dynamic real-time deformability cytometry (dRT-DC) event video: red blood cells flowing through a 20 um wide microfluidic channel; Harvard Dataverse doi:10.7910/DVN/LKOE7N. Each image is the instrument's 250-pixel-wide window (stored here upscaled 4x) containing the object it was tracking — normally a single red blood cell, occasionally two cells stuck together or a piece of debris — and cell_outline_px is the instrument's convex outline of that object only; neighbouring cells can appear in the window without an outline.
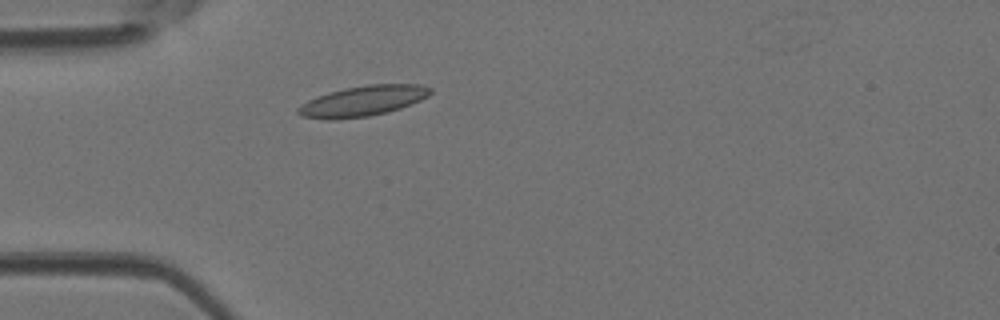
{"species": "Egyptian fruit bat (a non-hibernating species)", "species_latin": "Rousettus aegyptiacus", "temperature_condition": "room temperature", "stored_images_in_passage": 31, "segment_of_instrument_passage": [1, 2], "camera_frame_rate_fps": 3000, "um_per_image_px": 0.085, "animal": {"sex": "female"}, "frame": {"image": 1, "passage_image": 1, "time_ms": 0.0, "image_size_px": [1000, 320], "cell_outline_px": [[432, 92], [428, 96], [420, 100], [400, 108], [388, 112], [368, 116], [336, 120], [328, 120], [300, 116], [296, 112], [296, 108], [300, 104], [316, 96], [328, 92], [344, 88], [368, 84], [420, 84], [432, 88]], "centroid_in_image_um": [30.79, 8.59], "position_along_channel_um": 54.2, "area_um2": 23.7}}
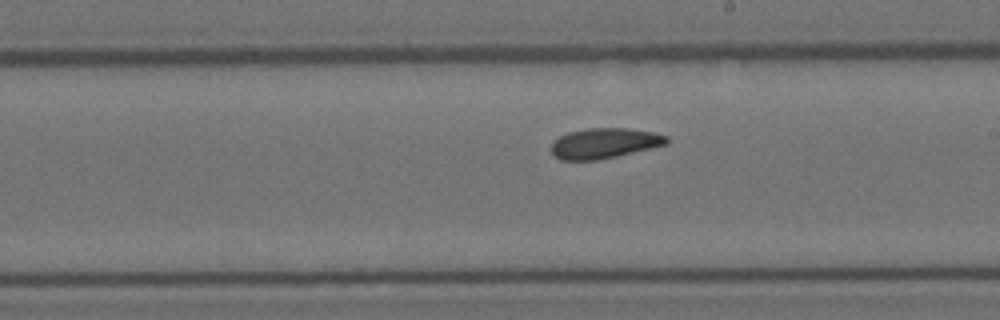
{"frame": {"image": 2, "passage_image": 14, "time_ms": 4.333, "image_size_px": [1000, 320], "cell_outline_px": [[668, 144], [616, 156], [596, 160], [560, 160], [552, 152], [552, 140], [568, 132], [588, 128], [628, 128], [652, 132], [668, 136]], "centroid_in_image_um": [51.36, 12.17], "position_along_channel_um": 237.6, "area_um2": 20.29}}
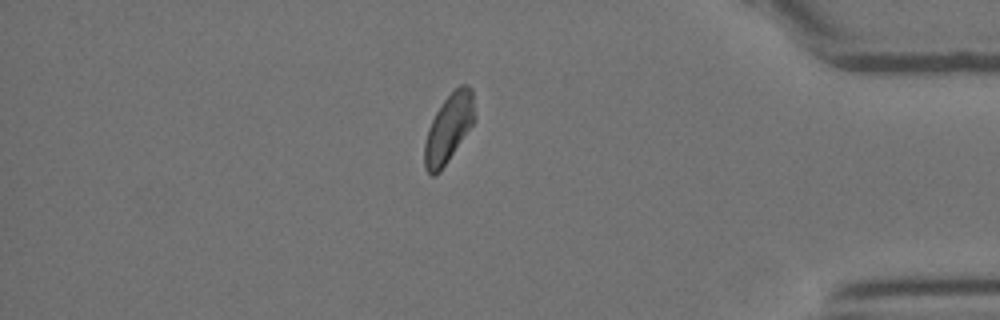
{"frame": {"image": 3, "passage_image": 27, "time_ms": 8.667, "image_size_px": [1000, 320], "cell_outline_px": [[476, 116], [472, 124], [440, 172], [436, 176], [432, 176], [424, 168], [424, 144], [428, 128], [436, 112], [444, 100], [460, 84], [468, 84], [472, 88]], "centroid_in_image_um": [38.13, 10.89], "position_along_channel_um": 397.1, "area_um2": 19.83}}